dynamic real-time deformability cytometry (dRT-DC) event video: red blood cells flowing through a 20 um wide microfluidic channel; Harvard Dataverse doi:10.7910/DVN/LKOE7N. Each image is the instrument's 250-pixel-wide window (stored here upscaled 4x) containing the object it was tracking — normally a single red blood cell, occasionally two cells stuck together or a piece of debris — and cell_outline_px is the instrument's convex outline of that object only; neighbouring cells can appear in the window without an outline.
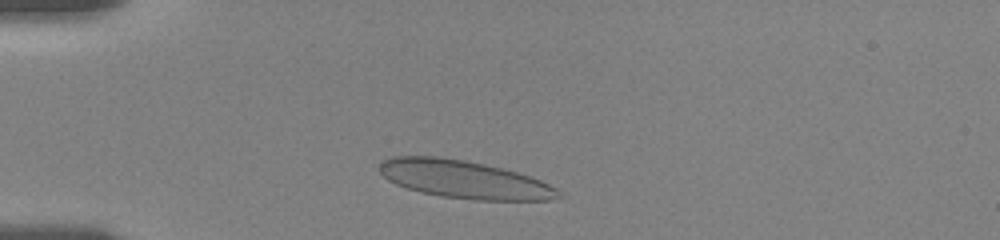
{"species": "human", "species_latin": "Homo sapiens", "temperature_condition": "room temperature", "stored_images_in_passage": 57, "camera_frame_rate_fps": 3000, "um_per_image_px": 0.085, "donor": {"sex": "female"}, "frame": {"image": 1, "passage_image": 8, "time_ms": 1.333, "image_size_px": [1000, 240], "cell_outline_px": [[560, 196], [548, 200], [472, 200], [440, 196], [420, 192], [396, 184], [388, 180], [380, 172], [380, 164], [384, 160], [392, 156], [436, 156], [464, 160], [484, 164], [516, 172], [540, 180], [556, 188], [560, 192]], "centroid_in_image_um": [39.42, 15.25], "position_along_channel_um": 45.6, "area_um2": 39.19}}
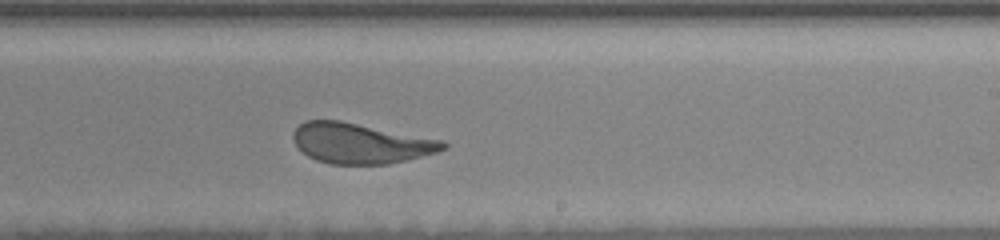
{"frame": {"image": 2, "passage_image": 37, "time_ms": 8.0, "image_size_px": [1000, 240], "cell_outline_px": [[448, 148], [436, 152], [388, 164], [328, 164], [316, 160], [308, 156], [292, 140], [292, 132], [304, 120], [340, 120], [444, 140], [448, 144]], "centroid_in_image_um": [30.64, 12.17], "position_along_channel_um": 258.4, "area_um2": 35.26}}
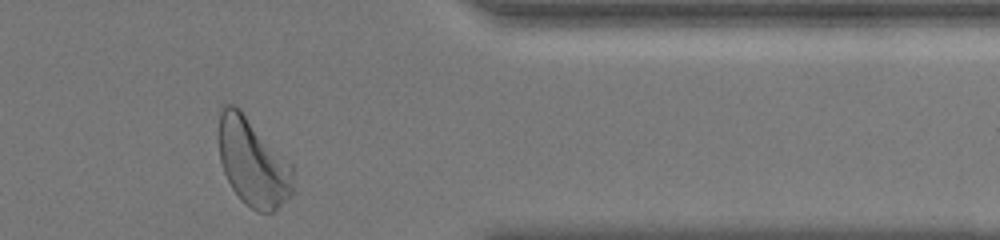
{"frame": {"image": 3, "passage_image": 55, "time_ms": 12.0, "image_size_px": [1000, 240], "cell_outline_px": [[292, 192], [272, 212], [256, 212], [244, 204], [240, 200], [232, 188], [224, 172], [220, 160], [220, 104], [232, 104], [240, 108], [292, 164]], "centroid_in_image_um": [21.48, 13.78], "position_along_channel_um": 389.9, "area_um2": 37.74}, "authors_computed_cell_mechanics": {"area_um2": 37.281, "velocity_mm_per_s": 3.5952, "shape_relaxation_time_tau1_ms": 4.3, "shape_relaxation_time_tau2_ms": null, "deformation_change_tau1": 0.1584, "deformation_change_tau2": null}}